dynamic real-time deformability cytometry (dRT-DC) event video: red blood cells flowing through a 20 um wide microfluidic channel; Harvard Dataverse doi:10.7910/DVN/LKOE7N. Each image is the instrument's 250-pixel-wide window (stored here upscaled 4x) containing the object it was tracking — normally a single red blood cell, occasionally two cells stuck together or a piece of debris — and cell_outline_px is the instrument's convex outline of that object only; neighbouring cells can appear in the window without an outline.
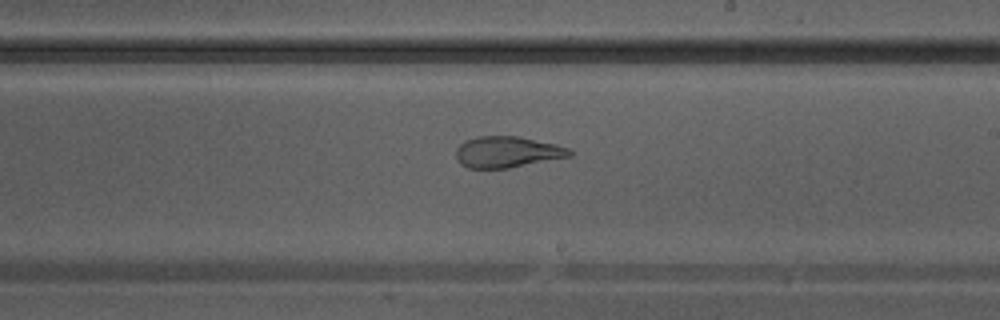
{"species": "Egyptian fruit bat (a non-hibernating species)", "species_latin": "Rousettus aegyptiacus", "temperature_condition": "warm", "stored_images_in_passage": 39, "camera_frame_rate_fps": 3000, "um_per_image_px": 0.085, "animal": {"sex": "male"}, "frame": {"image": 1, "passage_image": 23, "time_ms": 7.333, "image_size_px": [1000, 320], "cell_outline_px": [[572, 156], [508, 168], [468, 168], [460, 164], [456, 156], [456, 148], [460, 144], [476, 136], [516, 136], [556, 144], [568, 148], [572, 152]], "centroid_in_image_um": [43.1, 12.92], "position_along_channel_um": 245.9, "area_um2": 20.52}}